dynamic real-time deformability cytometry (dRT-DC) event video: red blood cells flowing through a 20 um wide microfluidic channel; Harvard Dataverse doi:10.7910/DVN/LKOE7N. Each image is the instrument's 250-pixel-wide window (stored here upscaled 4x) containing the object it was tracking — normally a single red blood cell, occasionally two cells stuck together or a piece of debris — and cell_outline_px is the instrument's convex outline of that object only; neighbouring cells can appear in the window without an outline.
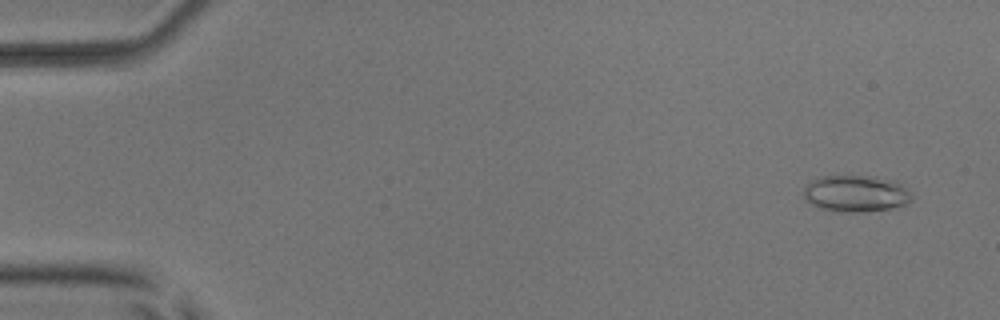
{"species": "common noctule bat (a hibernating species)", "species_latin": "Nyctalus noctula", "temperature_condition": "room temperature", "stored_images_in_passage": 51, "camera_frame_rate_fps": 3000, "um_per_image_px": 0.085, "animal": {"sex": "male", "body_mass_g": 17.9, "forearm_length_mm": 54.2}, "frame": {"image": 1, "passage_image": 4, "time_ms": 1.0, "image_size_px": [1000, 320], "cell_outline_px": [[912, 196], [908, 204], [892, 208], [864, 212], [840, 212], [820, 208], [812, 204], [804, 196], [804, 184], [820, 176], [876, 176], [896, 180]], "centroid_in_image_um": [72.74, 16.45], "position_along_channel_um": 12.3, "area_um2": 23.18}}
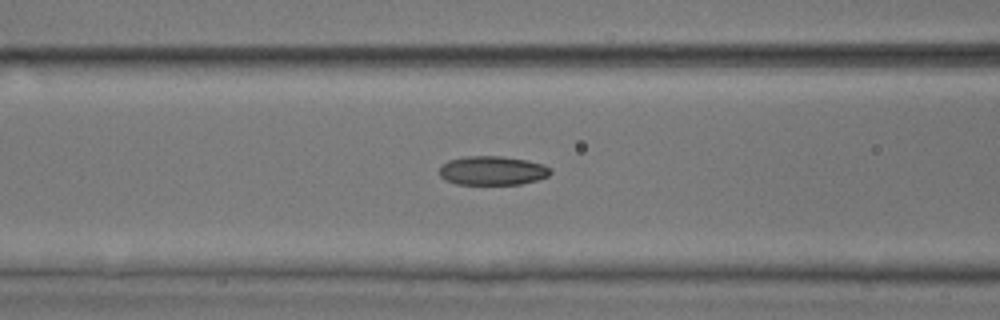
{"frame": {"image": 2, "passage_image": 23, "time_ms": 7.333, "image_size_px": [1000, 320], "cell_outline_px": [[552, 172], [548, 176], [536, 180], [520, 184], [456, 184], [444, 180], [440, 176], [440, 168], [448, 160], [464, 156], [500, 156], [528, 160], [544, 164], [552, 168]], "centroid_in_image_um": [41.87, 14.49], "position_along_channel_um": 124.7, "area_um2": 18.9}}
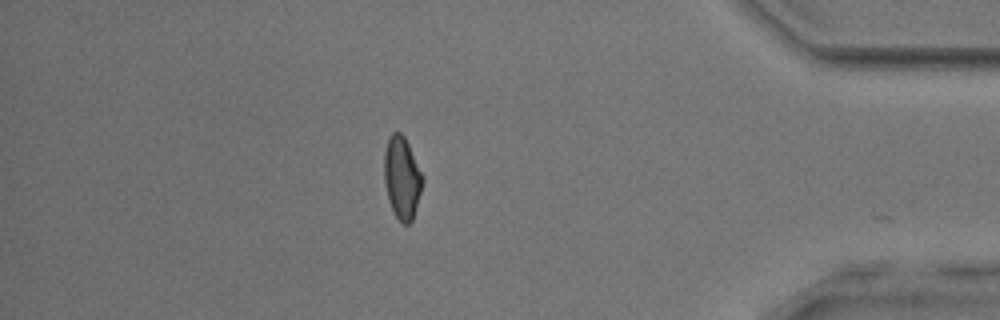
{"frame": {"image": 3, "passage_image": 47, "time_ms": 15.333, "image_size_px": [1000, 320], "cell_outline_px": [[424, 180], [412, 220], [408, 224], [404, 224], [396, 216], [388, 200], [384, 180], [384, 152], [388, 140], [392, 132], [400, 132], [404, 136], [424, 176]], "centroid_in_image_um": [34.17, 15.09], "position_along_channel_um": 401.0, "area_um2": 18.26}, "authors_computed_cell_mechanics": {"area_um2": 18.8428, "velocity_mm_per_s": 3.9121, "shape_relaxation_time_tau1_ms": 10.4153, "shape_relaxation_time_tau2_ms": 1.6669, "deformation_change_tau1": 0.2172, "deformation_change_tau2": 0.0716}}